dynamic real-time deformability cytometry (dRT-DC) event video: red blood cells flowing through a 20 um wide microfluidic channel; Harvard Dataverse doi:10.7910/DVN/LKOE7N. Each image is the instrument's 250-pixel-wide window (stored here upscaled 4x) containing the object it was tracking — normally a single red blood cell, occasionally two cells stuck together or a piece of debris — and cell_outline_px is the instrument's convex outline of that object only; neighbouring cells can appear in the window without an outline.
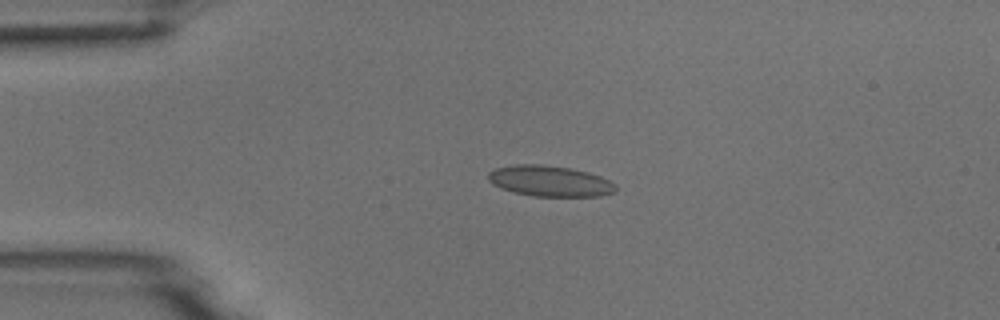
{"species": "common noctule bat (a hibernating species)", "species_latin": "Nyctalus noctula", "temperature_condition": "room temperature", "stored_images_in_passage": 5, "camera_frame_rate_fps": 3000, "um_per_image_px": 0.085, "animal": {"sex": "male", "body_mass_g": 18.8}, "frame": {"image": 1, "passage_image": 4, "time_ms": 3.333, "image_size_px": [1000, 320], "cell_outline_px": [[616, 188], [612, 192], [600, 196], [532, 196], [500, 188], [492, 184], [488, 180], [488, 172], [496, 168], [516, 164], [540, 164], [568, 168], [588, 172], [600, 176], [616, 184]], "centroid_in_image_um": [46.71, 15.39], "position_along_channel_um": 38.3, "area_um2": 22.72}}